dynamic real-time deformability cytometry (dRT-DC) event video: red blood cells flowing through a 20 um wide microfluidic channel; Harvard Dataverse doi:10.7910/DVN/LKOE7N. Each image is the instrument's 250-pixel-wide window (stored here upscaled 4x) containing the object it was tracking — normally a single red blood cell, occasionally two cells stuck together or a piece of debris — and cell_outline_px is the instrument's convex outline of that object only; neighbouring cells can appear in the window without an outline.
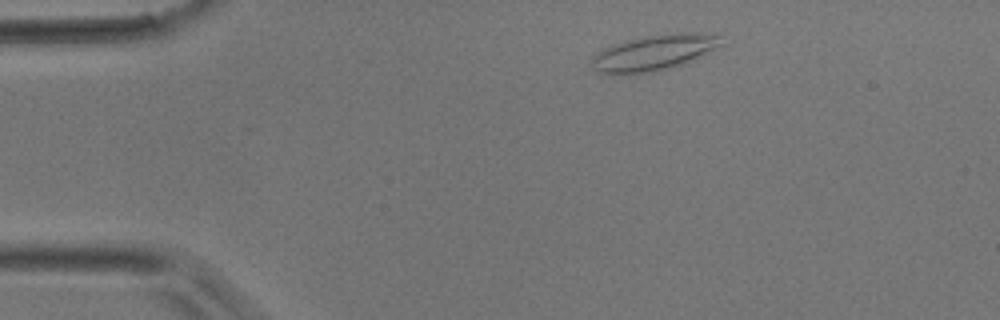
{"species": "common noctule bat (a hibernating species)", "species_latin": "Nyctalus noctula", "temperature_condition": "room temperature", "stored_images_in_passage": 3, "camera_frame_rate_fps": 3000, "um_per_image_px": 0.085, "animal": {"sex": "male", "body_mass_g": 17.9}, "frame": {"image": 1, "passage_image": 1, "time_ms": 0.0, "image_size_px": [1000, 320], "cell_outline_px": [[724, 44], [672, 68], [652, 72], [624, 76], [608, 76], [596, 72], [592, 68], [588, 60], [592, 56], [604, 48], [612, 44], [624, 40], [644, 36], [676, 32], [700, 32], [720, 36]], "centroid_in_image_um": [55.45, 4.5], "position_along_channel_um": 29.5, "area_um2": 27.74}}